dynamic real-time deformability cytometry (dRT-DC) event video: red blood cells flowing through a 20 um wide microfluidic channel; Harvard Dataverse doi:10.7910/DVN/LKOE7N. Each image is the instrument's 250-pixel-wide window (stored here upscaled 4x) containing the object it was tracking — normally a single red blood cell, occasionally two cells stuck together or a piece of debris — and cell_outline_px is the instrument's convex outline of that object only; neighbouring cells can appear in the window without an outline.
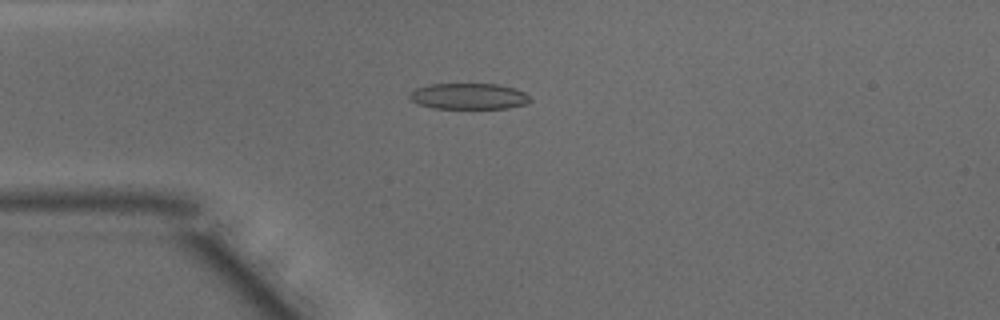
{"species": "common noctule bat (a hibernating species)", "species_latin": "Nyctalus noctula", "temperature_condition": "warm", "stored_images_in_passage": 38, "camera_frame_rate_fps": 3000, "um_per_image_px": 0.085, "animal": {"sex": "male", "body_mass_g": 15.6}, "frame": {"image": 1, "passage_image": 2, "time_ms": 0.333, "image_size_px": [1000, 320], "cell_outline_px": [[532, 100], [528, 104], [508, 108], [432, 108], [420, 104], [412, 100], [408, 96], [408, 92], [416, 88], [428, 84], [496, 84], [516, 88], [524, 92]], "centroid_in_image_um": [39.85, 8.18], "position_along_channel_um": 45.1, "area_um2": 18.38}}
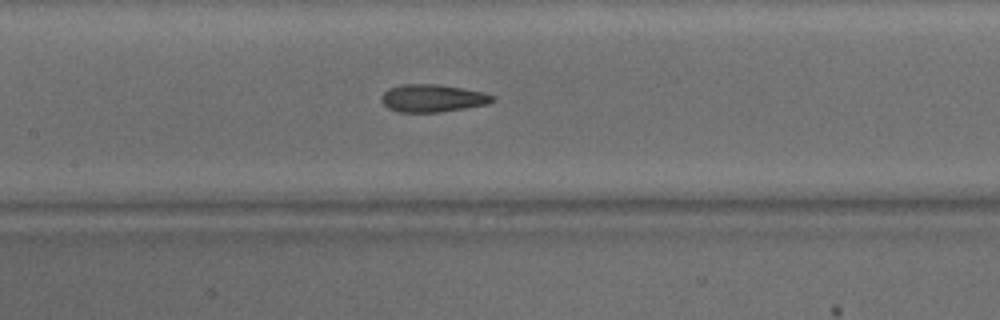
{"frame": {"image": 2, "passage_image": 12, "time_ms": 3.667, "image_size_px": [1000, 320], "cell_outline_px": [[496, 100], [484, 104], [464, 108], [436, 112], [400, 112], [388, 108], [380, 100], [380, 96], [388, 88], [400, 84], [436, 84], [484, 92], [496, 96]], "centroid_in_image_um": [36.73, 8.34], "position_along_channel_um": 170.7, "area_um2": 17.8}}
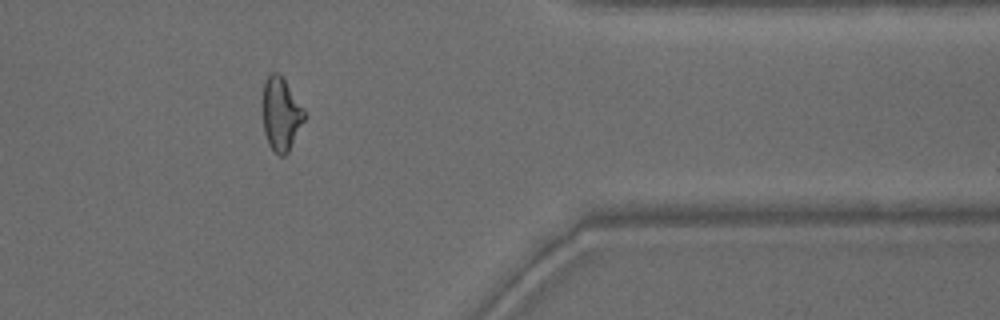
{"frame": {"image": 3, "passage_image": 29, "time_ms": 9.333, "image_size_px": [1000, 320], "cell_outline_px": [[308, 116], [288, 152], [284, 156], [280, 156], [268, 144], [264, 132], [264, 84], [268, 76], [272, 72], [276, 72], [284, 80], [304, 108]], "centroid_in_image_um": [23.93, 9.74], "position_along_channel_um": 387.5, "area_um2": 17.57}, "authors_computed_cell_mechanics": {"area_um2": 18.2359, "velocity_mm_per_s": 4.1821, "shape_relaxation_time_tau1_ms": null, "shape_relaxation_time_tau2_ms": 2.025, "deformation_change_tau1": null, "deformation_change_tau2": 0.1005}}